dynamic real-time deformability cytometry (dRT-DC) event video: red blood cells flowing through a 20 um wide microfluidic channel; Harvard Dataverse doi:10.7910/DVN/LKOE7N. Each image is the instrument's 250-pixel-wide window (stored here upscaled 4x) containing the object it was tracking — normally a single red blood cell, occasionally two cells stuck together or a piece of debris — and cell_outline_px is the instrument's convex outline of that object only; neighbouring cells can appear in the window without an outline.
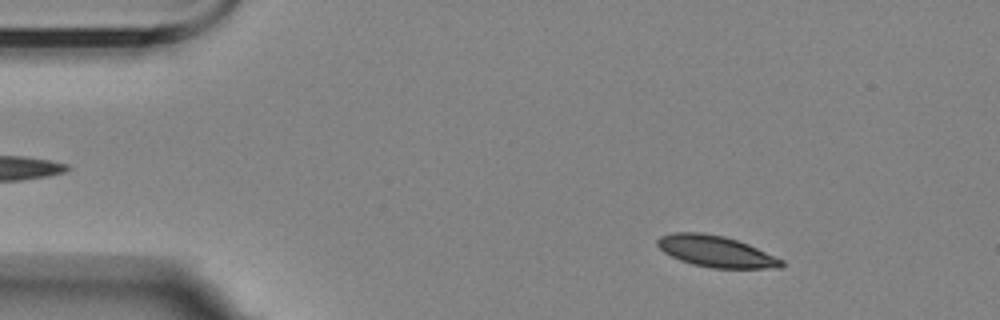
{"species": "Egyptian fruit bat (a non-hibernating species)", "species_latin": "Rousettus aegyptiacus", "temperature_condition": "room temperature", "stored_images_in_passage": 5, "segment_of_instrument_passage": [1, 2], "camera_frame_rate_fps": 3000, "um_per_image_px": 0.085, "animal": {"sex": "female"}, "frame": {"image": 1, "passage_image": 2, "time_ms": 1.0, "image_size_px": [1000, 320], "cell_outline_px": [[784, 264], [780, 268], [712, 268], [692, 264], [680, 260], [664, 252], [656, 244], [656, 240], [660, 236], [672, 232], [704, 232], [724, 236], [748, 244], [784, 260]], "centroid_in_image_um": [60.83, 21.36], "position_along_channel_um": 24.2, "area_um2": 22.66}}